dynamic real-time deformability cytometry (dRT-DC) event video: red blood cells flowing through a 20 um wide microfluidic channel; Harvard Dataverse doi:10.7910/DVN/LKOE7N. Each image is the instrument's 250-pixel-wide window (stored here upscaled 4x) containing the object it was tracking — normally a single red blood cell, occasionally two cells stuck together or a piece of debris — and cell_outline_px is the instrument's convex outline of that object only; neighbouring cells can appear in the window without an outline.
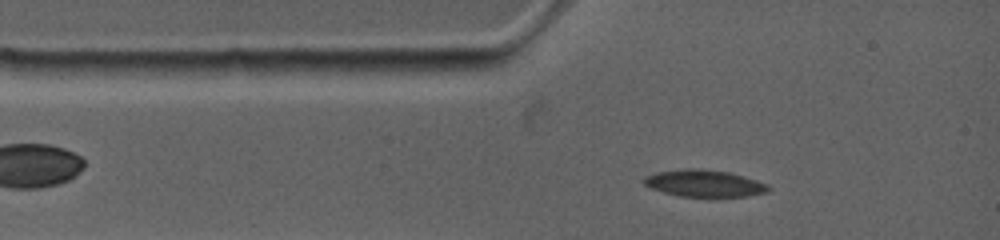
{"species": "common noctule bat (a hibernating species)", "species_latin": "Nyctalus noctula", "temperature_condition": "warm", "stored_images_in_passage": 13, "camera_frame_rate_fps": 4500, "um_per_image_px": 0.085, "animal": {"sex": "female", "body_mass_g": 19.0, "forearm_length_mm": 53.3}, "frame": {"image": 1, "passage_image": 3, "time_ms": 0.889, "image_size_px": [1000, 240], "cell_outline_px": [[772, 188], [768, 192], [748, 196], [680, 196], [648, 188], [640, 180], [644, 176], [656, 172], [684, 168], [700, 168], [732, 172], [768, 184]], "centroid_in_image_um": [59.84, 15.57], "position_along_channel_um": 25.2, "area_um2": 19.83}}
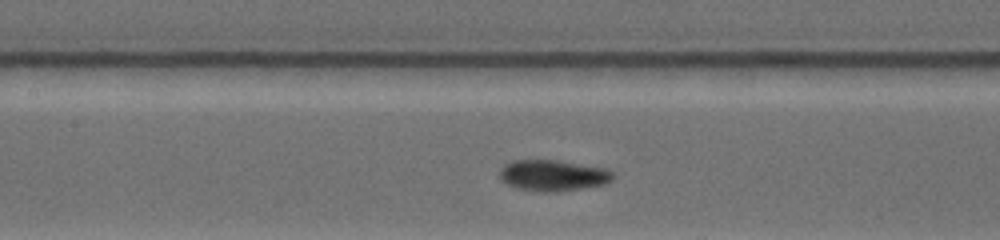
{"frame": {"image": 2, "passage_image": 9, "time_ms": 4.667, "image_size_px": [1000, 240], "cell_outline_px": [[616, 176], [608, 184], [560, 192], [544, 192], [516, 188], [504, 184], [500, 180], [500, 172], [508, 164], [520, 160], [548, 160], [604, 168], [612, 172]], "centroid_in_image_um": [47.04, 14.95], "position_along_channel_um": 160.4, "area_um2": 20.29}}
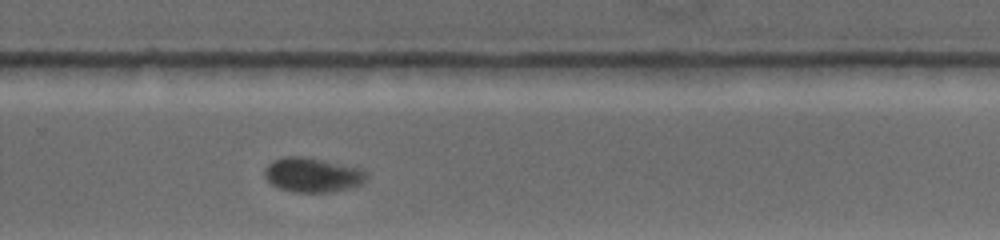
{"frame": {"image": 3, "passage_image": 13, "time_ms": 8.444, "image_size_px": [1000, 240], "cell_outline_px": [[368, 180], [360, 184], [348, 188], [332, 192], [292, 192], [276, 188], [264, 176], [264, 172], [268, 164], [276, 160], [288, 156], [296, 156], [320, 160], [368, 172]], "centroid_in_image_um": [26.53, 14.91], "position_along_channel_um": 303.3, "area_um2": 19.94}}